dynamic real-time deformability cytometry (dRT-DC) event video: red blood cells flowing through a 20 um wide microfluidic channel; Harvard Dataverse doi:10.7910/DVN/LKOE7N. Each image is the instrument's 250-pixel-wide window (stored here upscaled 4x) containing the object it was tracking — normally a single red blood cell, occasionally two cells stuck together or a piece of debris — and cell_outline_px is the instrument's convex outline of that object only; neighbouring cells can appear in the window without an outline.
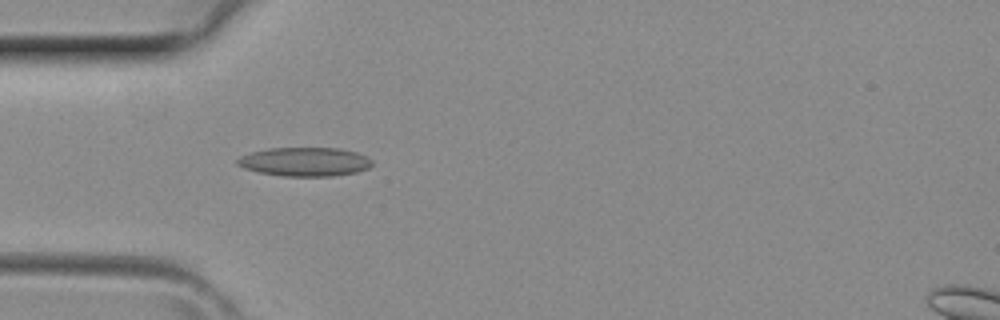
{"species": "common noctule bat (a hibernating species)", "species_latin": "Nyctalus noctula", "temperature_condition": "room temperature", "stored_images_in_passage": 5, "camera_frame_rate_fps": 3000, "um_per_image_px": 0.085, "animal": {"sex": "female", "body_mass_g": 29.2, "forearm_length_mm": 56.3}, "frame": {"image": 1, "passage_image": 4, "time_ms": 1.0, "image_size_px": [1000, 320], "cell_outline_px": [[372, 164], [368, 168], [356, 172], [332, 176], [284, 176], [260, 172], [244, 168], [236, 164], [236, 160], [240, 156], [252, 152], [268, 148], [340, 148], [356, 152], [372, 160]], "centroid_in_image_um": [25.89, 13.74], "position_along_channel_um": 59.1, "area_um2": 22.54}}